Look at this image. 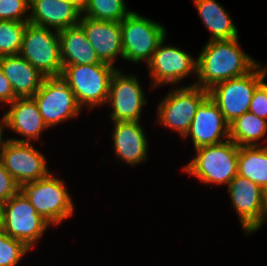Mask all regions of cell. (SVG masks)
Segmentation results:
<instances>
[{
    "instance_id": "cell-1",
    "label": "cell",
    "mask_w": 267,
    "mask_h": 266,
    "mask_svg": "<svg viewBox=\"0 0 267 266\" xmlns=\"http://www.w3.org/2000/svg\"><path fill=\"white\" fill-rule=\"evenodd\" d=\"M237 38L208 41L197 57V82L190 86H198L209 90L215 84L244 76L259 63L240 48Z\"/></svg>"
},
{
    "instance_id": "cell-2",
    "label": "cell",
    "mask_w": 267,
    "mask_h": 266,
    "mask_svg": "<svg viewBox=\"0 0 267 266\" xmlns=\"http://www.w3.org/2000/svg\"><path fill=\"white\" fill-rule=\"evenodd\" d=\"M196 155L183 171L197 177L206 187L229 184L237 175L239 146L228 139L222 143L195 149Z\"/></svg>"
},
{
    "instance_id": "cell-3",
    "label": "cell",
    "mask_w": 267,
    "mask_h": 266,
    "mask_svg": "<svg viewBox=\"0 0 267 266\" xmlns=\"http://www.w3.org/2000/svg\"><path fill=\"white\" fill-rule=\"evenodd\" d=\"M117 68L101 62L90 65H63L60 78L73 91L81 108L107 103L109 84Z\"/></svg>"
},
{
    "instance_id": "cell-4",
    "label": "cell",
    "mask_w": 267,
    "mask_h": 266,
    "mask_svg": "<svg viewBox=\"0 0 267 266\" xmlns=\"http://www.w3.org/2000/svg\"><path fill=\"white\" fill-rule=\"evenodd\" d=\"M20 191L50 225H59L73 215L74 204L64 181L52 172L45 178L24 184Z\"/></svg>"
},
{
    "instance_id": "cell-5",
    "label": "cell",
    "mask_w": 267,
    "mask_h": 266,
    "mask_svg": "<svg viewBox=\"0 0 267 266\" xmlns=\"http://www.w3.org/2000/svg\"><path fill=\"white\" fill-rule=\"evenodd\" d=\"M261 68L258 64L248 74L219 82L208 90L210 98L229 124L248 112L255 89L267 75V67Z\"/></svg>"
},
{
    "instance_id": "cell-6",
    "label": "cell",
    "mask_w": 267,
    "mask_h": 266,
    "mask_svg": "<svg viewBox=\"0 0 267 266\" xmlns=\"http://www.w3.org/2000/svg\"><path fill=\"white\" fill-rule=\"evenodd\" d=\"M123 59L148 64L158 44L166 38V28L131 11L121 22Z\"/></svg>"
},
{
    "instance_id": "cell-7",
    "label": "cell",
    "mask_w": 267,
    "mask_h": 266,
    "mask_svg": "<svg viewBox=\"0 0 267 266\" xmlns=\"http://www.w3.org/2000/svg\"><path fill=\"white\" fill-rule=\"evenodd\" d=\"M19 55L46 78L60 77L63 65L57 30L27 23Z\"/></svg>"
},
{
    "instance_id": "cell-8",
    "label": "cell",
    "mask_w": 267,
    "mask_h": 266,
    "mask_svg": "<svg viewBox=\"0 0 267 266\" xmlns=\"http://www.w3.org/2000/svg\"><path fill=\"white\" fill-rule=\"evenodd\" d=\"M49 226L21 191L3 203L0 228L28 248L34 247Z\"/></svg>"
},
{
    "instance_id": "cell-9",
    "label": "cell",
    "mask_w": 267,
    "mask_h": 266,
    "mask_svg": "<svg viewBox=\"0 0 267 266\" xmlns=\"http://www.w3.org/2000/svg\"><path fill=\"white\" fill-rule=\"evenodd\" d=\"M209 96L208 90L198 86L176 88L161 100L157 108V121L177 131L181 138L189 132L200 104Z\"/></svg>"
},
{
    "instance_id": "cell-10",
    "label": "cell",
    "mask_w": 267,
    "mask_h": 266,
    "mask_svg": "<svg viewBox=\"0 0 267 266\" xmlns=\"http://www.w3.org/2000/svg\"><path fill=\"white\" fill-rule=\"evenodd\" d=\"M33 98L48 128L75 118L81 111L73 91L60 77L45 78Z\"/></svg>"
},
{
    "instance_id": "cell-11",
    "label": "cell",
    "mask_w": 267,
    "mask_h": 266,
    "mask_svg": "<svg viewBox=\"0 0 267 266\" xmlns=\"http://www.w3.org/2000/svg\"><path fill=\"white\" fill-rule=\"evenodd\" d=\"M0 160L20 187L51 173L46 157L30 142H17L7 138L0 151Z\"/></svg>"
},
{
    "instance_id": "cell-12",
    "label": "cell",
    "mask_w": 267,
    "mask_h": 266,
    "mask_svg": "<svg viewBox=\"0 0 267 266\" xmlns=\"http://www.w3.org/2000/svg\"><path fill=\"white\" fill-rule=\"evenodd\" d=\"M135 75H124L116 69L109 84L108 105H112L111 121H139L142 107L148 102Z\"/></svg>"
},
{
    "instance_id": "cell-13",
    "label": "cell",
    "mask_w": 267,
    "mask_h": 266,
    "mask_svg": "<svg viewBox=\"0 0 267 266\" xmlns=\"http://www.w3.org/2000/svg\"><path fill=\"white\" fill-rule=\"evenodd\" d=\"M158 44L151 61L147 64L152 87L178 84L189 74H196L197 59L175 46Z\"/></svg>"
},
{
    "instance_id": "cell-14",
    "label": "cell",
    "mask_w": 267,
    "mask_h": 266,
    "mask_svg": "<svg viewBox=\"0 0 267 266\" xmlns=\"http://www.w3.org/2000/svg\"><path fill=\"white\" fill-rule=\"evenodd\" d=\"M227 189L246 235L255 233L261 228L262 188L237 174Z\"/></svg>"
},
{
    "instance_id": "cell-15",
    "label": "cell",
    "mask_w": 267,
    "mask_h": 266,
    "mask_svg": "<svg viewBox=\"0 0 267 266\" xmlns=\"http://www.w3.org/2000/svg\"><path fill=\"white\" fill-rule=\"evenodd\" d=\"M229 126L217 104L208 96L198 107L184 138L191 136L194 149L219 144L229 139Z\"/></svg>"
},
{
    "instance_id": "cell-16",
    "label": "cell",
    "mask_w": 267,
    "mask_h": 266,
    "mask_svg": "<svg viewBox=\"0 0 267 266\" xmlns=\"http://www.w3.org/2000/svg\"><path fill=\"white\" fill-rule=\"evenodd\" d=\"M101 62L114 66L117 56L123 59L121 23L96 20L81 15L79 24Z\"/></svg>"
},
{
    "instance_id": "cell-17",
    "label": "cell",
    "mask_w": 267,
    "mask_h": 266,
    "mask_svg": "<svg viewBox=\"0 0 267 266\" xmlns=\"http://www.w3.org/2000/svg\"><path fill=\"white\" fill-rule=\"evenodd\" d=\"M29 23L60 31L79 24L82 10L68 0H30Z\"/></svg>"
},
{
    "instance_id": "cell-18",
    "label": "cell",
    "mask_w": 267,
    "mask_h": 266,
    "mask_svg": "<svg viewBox=\"0 0 267 266\" xmlns=\"http://www.w3.org/2000/svg\"><path fill=\"white\" fill-rule=\"evenodd\" d=\"M5 126L26 139H10L17 142H32L37 140L47 129L37 103L33 97L16 98L5 112Z\"/></svg>"
},
{
    "instance_id": "cell-19",
    "label": "cell",
    "mask_w": 267,
    "mask_h": 266,
    "mask_svg": "<svg viewBox=\"0 0 267 266\" xmlns=\"http://www.w3.org/2000/svg\"><path fill=\"white\" fill-rule=\"evenodd\" d=\"M113 123L112 139L115 157L133 166L146 161L148 140L139 121Z\"/></svg>"
},
{
    "instance_id": "cell-20",
    "label": "cell",
    "mask_w": 267,
    "mask_h": 266,
    "mask_svg": "<svg viewBox=\"0 0 267 266\" xmlns=\"http://www.w3.org/2000/svg\"><path fill=\"white\" fill-rule=\"evenodd\" d=\"M0 66L16 98L33 97L46 78L20 55L0 57Z\"/></svg>"
},
{
    "instance_id": "cell-21",
    "label": "cell",
    "mask_w": 267,
    "mask_h": 266,
    "mask_svg": "<svg viewBox=\"0 0 267 266\" xmlns=\"http://www.w3.org/2000/svg\"><path fill=\"white\" fill-rule=\"evenodd\" d=\"M62 65L100 64L95 50L79 26L58 31Z\"/></svg>"
},
{
    "instance_id": "cell-22",
    "label": "cell",
    "mask_w": 267,
    "mask_h": 266,
    "mask_svg": "<svg viewBox=\"0 0 267 266\" xmlns=\"http://www.w3.org/2000/svg\"><path fill=\"white\" fill-rule=\"evenodd\" d=\"M205 28L210 31L209 41L237 38L238 31L232 18L216 0H193Z\"/></svg>"
},
{
    "instance_id": "cell-23",
    "label": "cell",
    "mask_w": 267,
    "mask_h": 266,
    "mask_svg": "<svg viewBox=\"0 0 267 266\" xmlns=\"http://www.w3.org/2000/svg\"><path fill=\"white\" fill-rule=\"evenodd\" d=\"M237 174L262 189L267 187V145L240 146Z\"/></svg>"
},
{
    "instance_id": "cell-24",
    "label": "cell",
    "mask_w": 267,
    "mask_h": 266,
    "mask_svg": "<svg viewBox=\"0 0 267 266\" xmlns=\"http://www.w3.org/2000/svg\"><path fill=\"white\" fill-rule=\"evenodd\" d=\"M267 133V121L246 112L229 126V139L240 146H260L258 140Z\"/></svg>"
},
{
    "instance_id": "cell-25",
    "label": "cell",
    "mask_w": 267,
    "mask_h": 266,
    "mask_svg": "<svg viewBox=\"0 0 267 266\" xmlns=\"http://www.w3.org/2000/svg\"><path fill=\"white\" fill-rule=\"evenodd\" d=\"M124 0H87L82 15L104 21L121 22L132 10Z\"/></svg>"
},
{
    "instance_id": "cell-26",
    "label": "cell",
    "mask_w": 267,
    "mask_h": 266,
    "mask_svg": "<svg viewBox=\"0 0 267 266\" xmlns=\"http://www.w3.org/2000/svg\"><path fill=\"white\" fill-rule=\"evenodd\" d=\"M27 23L0 20V57L19 55Z\"/></svg>"
},
{
    "instance_id": "cell-27",
    "label": "cell",
    "mask_w": 267,
    "mask_h": 266,
    "mask_svg": "<svg viewBox=\"0 0 267 266\" xmlns=\"http://www.w3.org/2000/svg\"><path fill=\"white\" fill-rule=\"evenodd\" d=\"M31 249L0 228V266H16Z\"/></svg>"
},
{
    "instance_id": "cell-28",
    "label": "cell",
    "mask_w": 267,
    "mask_h": 266,
    "mask_svg": "<svg viewBox=\"0 0 267 266\" xmlns=\"http://www.w3.org/2000/svg\"><path fill=\"white\" fill-rule=\"evenodd\" d=\"M29 7L30 0H0V20L29 23Z\"/></svg>"
},
{
    "instance_id": "cell-29",
    "label": "cell",
    "mask_w": 267,
    "mask_h": 266,
    "mask_svg": "<svg viewBox=\"0 0 267 266\" xmlns=\"http://www.w3.org/2000/svg\"><path fill=\"white\" fill-rule=\"evenodd\" d=\"M248 112L267 121V83L262 82L253 94Z\"/></svg>"
},
{
    "instance_id": "cell-30",
    "label": "cell",
    "mask_w": 267,
    "mask_h": 266,
    "mask_svg": "<svg viewBox=\"0 0 267 266\" xmlns=\"http://www.w3.org/2000/svg\"><path fill=\"white\" fill-rule=\"evenodd\" d=\"M20 191V186L17 184L13 176L4 168L0 160V201L7 202L12 196Z\"/></svg>"
},
{
    "instance_id": "cell-31",
    "label": "cell",
    "mask_w": 267,
    "mask_h": 266,
    "mask_svg": "<svg viewBox=\"0 0 267 266\" xmlns=\"http://www.w3.org/2000/svg\"><path fill=\"white\" fill-rule=\"evenodd\" d=\"M15 99L13 88L0 66V102L11 104Z\"/></svg>"
},
{
    "instance_id": "cell-32",
    "label": "cell",
    "mask_w": 267,
    "mask_h": 266,
    "mask_svg": "<svg viewBox=\"0 0 267 266\" xmlns=\"http://www.w3.org/2000/svg\"><path fill=\"white\" fill-rule=\"evenodd\" d=\"M267 221V187L262 189L261 226Z\"/></svg>"
},
{
    "instance_id": "cell-33",
    "label": "cell",
    "mask_w": 267,
    "mask_h": 266,
    "mask_svg": "<svg viewBox=\"0 0 267 266\" xmlns=\"http://www.w3.org/2000/svg\"><path fill=\"white\" fill-rule=\"evenodd\" d=\"M4 128H6V126H5V115L2 116L1 121H0V151H1L2 147H3L4 142L6 141L2 137Z\"/></svg>"
},
{
    "instance_id": "cell-34",
    "label": "cell",
    "mask_w": 267,
    "mask_h": 266,
    "mask_svg": "<svg viewBox=\"0 0 267 266\" xmlns=\"http://www.w3.org/2000/svg\"><path fill=\"white\" fill-rule=\"evenodd\" d=\"M76 4L81 10L84 8L85 3L87 0H68Z\"/></svg>"
},
{
    "instance_id": "cell-35",
    "label": "cell",
    "mask_w": 267,
    "mask_h": 266,
    "mask_svg": "<svg viewBox=\"0 0 267 266\" xmlns=\"http://www.w3.org/2000/svg\"><path fill=\"white\" fill-rule=\"evenodd\" d=\"M2 212H3V202L0 201V226H1V222H2Z\"/></svg>"
}]
</instances>
